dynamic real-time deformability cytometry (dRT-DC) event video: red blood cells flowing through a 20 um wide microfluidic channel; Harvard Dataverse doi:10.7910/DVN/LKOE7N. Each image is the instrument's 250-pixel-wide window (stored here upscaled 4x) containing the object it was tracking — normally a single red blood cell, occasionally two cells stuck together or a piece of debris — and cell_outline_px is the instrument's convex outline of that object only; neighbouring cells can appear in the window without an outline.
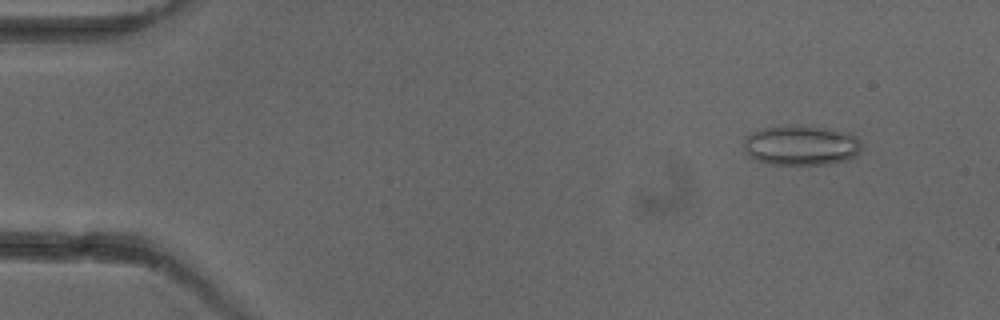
{"species": "common noctule bat (a hibernating species)", "species_latin": "Nyctalus noctula", "temperature_condition": "cold", "stored_images_in_passage": 4, "camera_frame_rate_fps": 3000, "um_per_image_px": 0.085, "animal": {"sex": "female"}, "frame": {"image": 1, "passage_image": 2, "time_ms": 1.0, "image_size_px": [1000, 320], "cell_outline_px": [[864, 148], [856, 156], [848, 160], [828, 164], [772, 164], [756, 160], [748, 156], [744, 148], [744, 136], [752, 132], [764, 128], [796, 124], [832, 128], [852, 132], [864, 144]], "centroid_in_image_um": [68.17, 12.33], "position_along_channel_um": 16.8, "area_um2": 28.26}}